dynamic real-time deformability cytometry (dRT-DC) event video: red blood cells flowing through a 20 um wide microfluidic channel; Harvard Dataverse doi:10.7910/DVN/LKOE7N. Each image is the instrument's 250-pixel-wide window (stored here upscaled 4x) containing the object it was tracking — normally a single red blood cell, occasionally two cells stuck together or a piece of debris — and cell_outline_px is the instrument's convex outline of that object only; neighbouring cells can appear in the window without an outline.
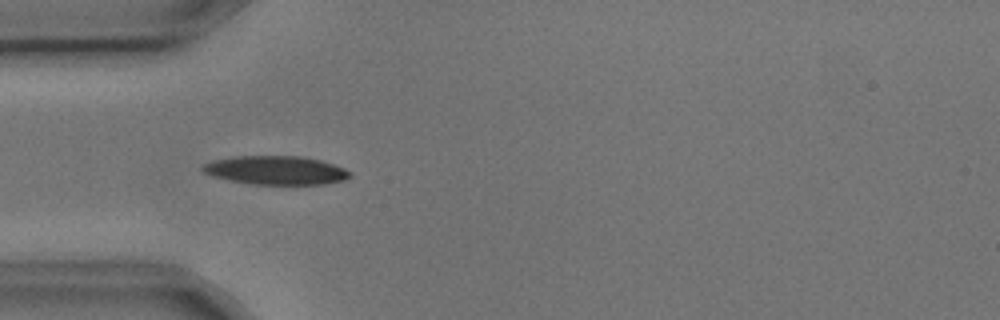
{"species": "common noctule bat (a hibernating species)", "species_latin": "Nyctalus noctula", "temperature_condition": "cold", "stored_images_in_passage": 5, "camera_frame_rate_fps": 3000, "um_per_image_px": 0.085, "animal": {"sex": "male", "body_mass_g": 17.9, "forearm_length_mm": 54.2}, "frame": {"image": 1, "passage_image": 4, "time_ms": 1.0, "image_size_px": [1000, 320], "cell_outline_px": [[352, 176], [344, 180], [324, 184], [252, 184], [212, 176], [204, 172], [200, 168], [204, 164], [216, 160], [236, 156], [304, 156], [320, 160], [344, 168], [352, 172]], "centroid_in_image_um": [23.49, 14.47], "position_along_channel_um": 61.5, "area_um2": 24.45}}